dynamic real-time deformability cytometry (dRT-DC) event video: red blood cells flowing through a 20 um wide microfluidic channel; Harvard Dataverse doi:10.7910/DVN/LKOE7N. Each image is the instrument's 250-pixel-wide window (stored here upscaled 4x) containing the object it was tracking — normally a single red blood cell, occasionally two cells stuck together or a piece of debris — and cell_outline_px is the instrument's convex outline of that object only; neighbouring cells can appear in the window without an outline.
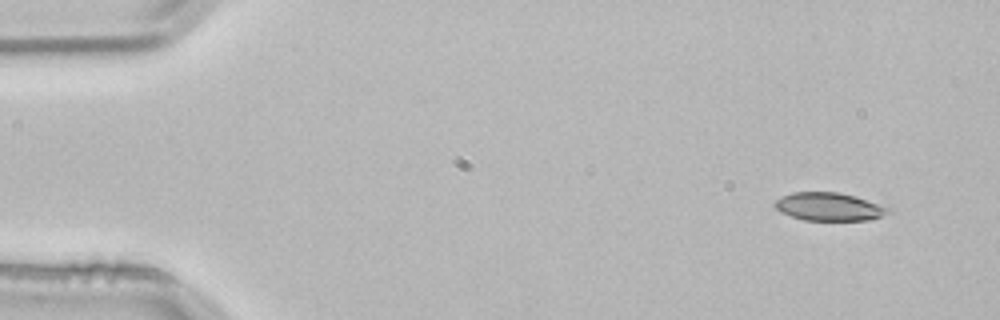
{"species": "common noctule bat (a hibernating species)", "species_latin": "Nyctalus noctula", "temperature_condition": "room temperature", "stored_images_in_passage": 3, "camera_frame_rate_fps": 3000, "um_per_image_px": 0.085, "animal": {"sex": "male", "body_mass_g": 21.5, "forearm_length_mm": 52.0}, "frame": {"image": 1, "passage_image": 1, "time_ms": 0.0, "image_size_px": [1000, 320], "cell_outline_px": [[892, 212], [868, 220], [804, 220], [780, 212], [772, 204], [776, 200], [792, 192], [836, 192], [856, 196], [892, 208]], "centroid_in_image_um": [70.49, 17.57], "position_along_channel_um": 14.5, "area_um2": 18.55}}
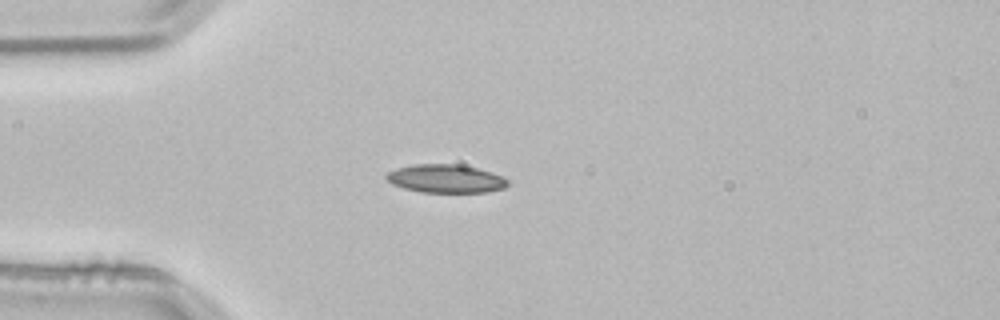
{"frame": {"image": 2, "passage_image": 3, "time_ms": 0.667, "image_size_px": [1000, 320], "cell_outline_px": [[508, 184], [504, 188], [488, 192], [420, 192], [404, 188], [392, 184], [384, 176], [388, 172], [396, 168], [416, 164], [460, 164], [492, 172], [508, 180]], "centroid_in_image_um": [37.87, 15.18], "position_along_channel_um": 47.1, "area_um2": 20.0}}